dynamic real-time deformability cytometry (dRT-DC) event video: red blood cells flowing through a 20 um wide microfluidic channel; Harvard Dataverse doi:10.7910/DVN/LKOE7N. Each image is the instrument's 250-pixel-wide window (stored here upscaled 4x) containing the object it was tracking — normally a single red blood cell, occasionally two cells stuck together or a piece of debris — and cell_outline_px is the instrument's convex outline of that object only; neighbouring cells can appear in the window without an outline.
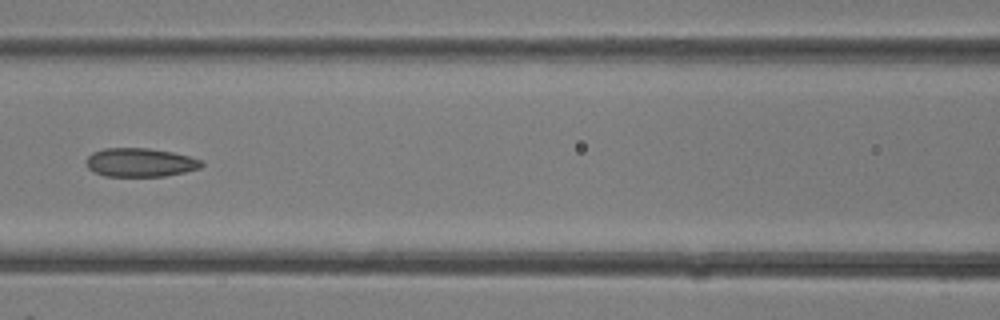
{"species": "common noctule bat (a hibernating species)", "species_latin": "Nyctalus noctula", "temperature_condition": "room temperature", "stored_images_in_passage": 31, "camera_frame_rate_fps": 3000, "um_per_image_px": 0.085, "animal": {"sex": "female"}, "frame": {"image": 1, "passage_image": 14, "time_ms": 4.333, "image_size_px": [1000, 320], "cell_outline_px": [[204, 164], [200, 168], [184, 172], [164, 176], [104, 176], [88, 168], [84, 160], [92, 152], [104, 148], [148, 148], [172, 152], [204, 160]], "centroid_in_image_um": [11.91, 13.8], "position_along_channel_um": 154.7, "area_um2": 19.36}}
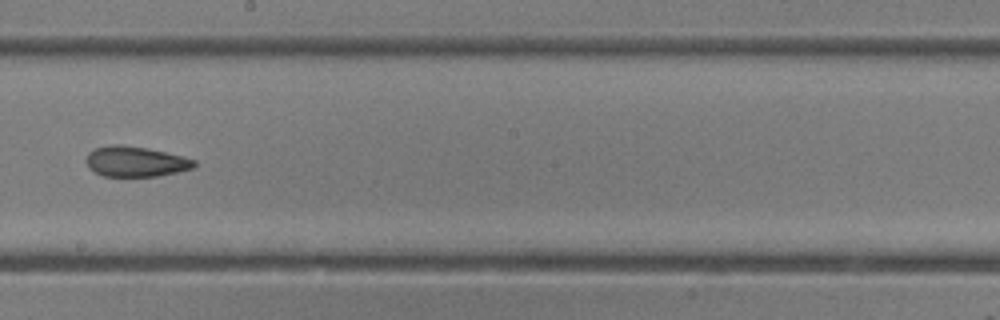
{"frame": {"image": 2, "passage_image": 18, "time_ms": 5.667, "image_size_px": [1000, 320], "cell_outline_px": [[196, 168], [156, 176], [104, 176], [92, 172], [88, 168], [84, 160], [88, 152], [96, 148], [108, 144], [120, 144], [144, 148], [184, 156], [196, 160]], "centroid_in_image_um": [11.48, 13.73], "position_along_channel_um": 236.7, "area_um2": 19.31}}
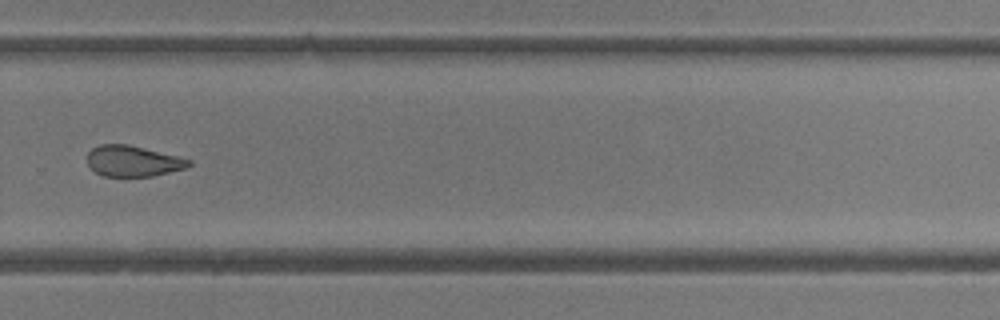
{"frame": {"image": 3, "passage_image": 22, "time_ms": 7.0, "image_size_px": [1000, 320], "cell_outline_px": [[192, 164], [188, 168], [152, 176], [104, 176], [96, 172], [88, 164], [88, 152], [92, 148], [100, 144], [128, 144], [180, 156], [192, 160]], "centroid_in_image_um": [11.35, 13.68], "position_along_channel_um": 318.4, "area_um2": 18.38}}